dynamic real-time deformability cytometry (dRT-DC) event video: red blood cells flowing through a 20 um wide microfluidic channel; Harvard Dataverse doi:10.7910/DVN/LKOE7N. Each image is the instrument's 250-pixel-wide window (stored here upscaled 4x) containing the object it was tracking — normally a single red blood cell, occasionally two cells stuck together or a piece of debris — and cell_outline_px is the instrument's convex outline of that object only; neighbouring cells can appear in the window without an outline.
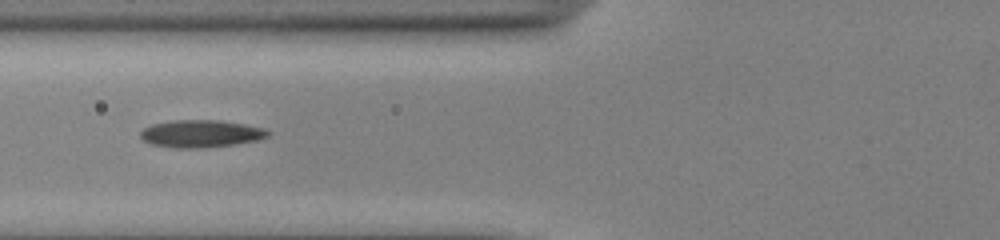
{"species": "common noctule bat (a hibernating species)", "species_latin": "Nyctalus noctula", "temperature_condition": "cold", "stored_images_in_passage": 53, "camera_frame_rate_fps": 3000, "um_per_image_px": 0.085, "animal": {"sex": "male", "body_mass_g": 13.0, "forearm_length_mm": 53.1}, "frame": {"image": 1, "passage_image": 22, "time_ms": 7.0, "image_size_px": [1000, 240], "cell_outline_px": [[272, 132], [268, 136], [256, 140], [236, 144], [204, 148], [172, 148], [152, 144], [144, 140], [140, 136], [140, 132], [144, 128], [152, 124], [172, 120], [216, 120], [244, 124], [264, 128]], "centroid_in_image_um": [17.07, 11.36], "position_along_channel_um": 108.7, "area_um2": 20.4}}
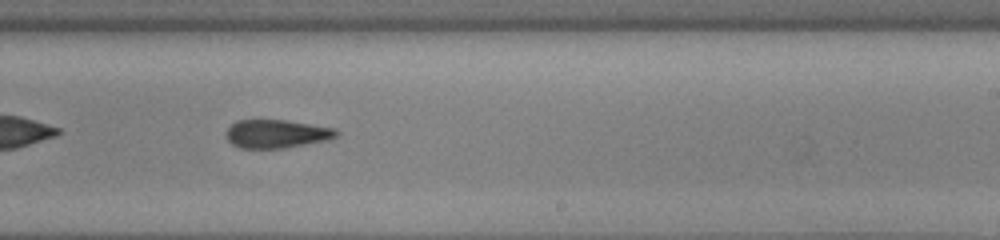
{"frame": {"image": 2, "passage_image": 34, "time_ms": 11.0, "image_size_px": [1000, 240], "cell_outline_px": [[340, 132], [336, 136], [328, 140], [284, 148], [240, 148], [232, 144], [224, 136], [224, 132], [236, 120], [284, 120], [336, 128]], "centroid_in_image_um": [23.49, 11.37], "position_along_channel_um": 265.5, "area_um2": 18.32}}
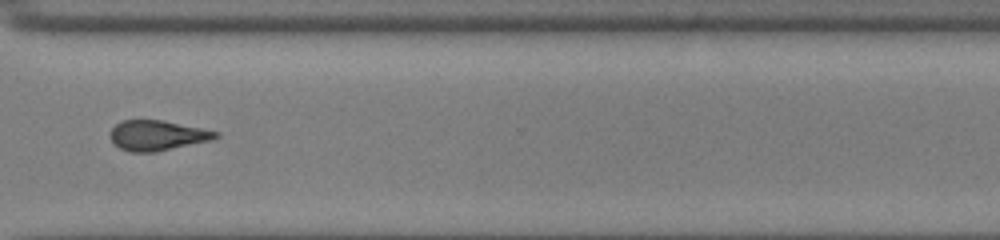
{"frame": {"image": 3, "passage_image": 41, "time_ms": 13.333, "image_size_px": [1000, 240], "cell_outline_px": [[220, 136], [212, 140], [156, 152], [128, 152], [112, 144], [112, 128], [120, 120], [164, 120], [220, 132]], "centroid_in_image_um": [13.39, 11.51], "position_along_channel_um": 357.2, "area_um2": 18.61}, "authors_computed_cell_mechanics": {"area_um2": 19.5942, "velocity_mm_per_s": 3.9185, "shape_relaxation_time_tau1_ms": null, "shape_relaxation_time_tau2_ms": 3.3532, "deformation_change_tau1": null, "deformation_change_tau2": 0.1237}}